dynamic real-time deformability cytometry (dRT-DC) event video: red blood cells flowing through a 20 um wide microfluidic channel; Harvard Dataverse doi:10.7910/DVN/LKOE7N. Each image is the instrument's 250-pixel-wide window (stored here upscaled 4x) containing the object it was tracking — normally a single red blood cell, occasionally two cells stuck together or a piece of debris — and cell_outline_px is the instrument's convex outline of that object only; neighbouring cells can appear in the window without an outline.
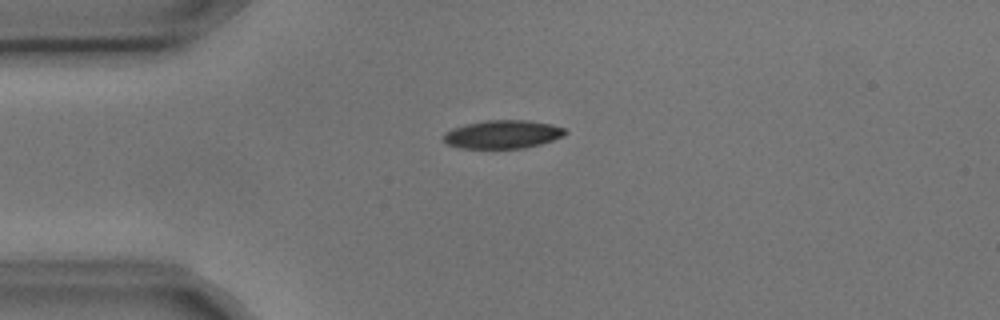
{"species": "common noctule bat (a hibernating species)", "species_latin": "Nyctalus noctula", "temperature_condition": "cold", "stored_images_in_passage": 4, "camera_frame_rate_fps": 3000, "um_per_image_px": 0.085, "animal": {"sex": "male", "body_mass_g": 17.9, "forearm_length_mm": 54.2}, "frame": {"image": 1, "passage_image": 1, "time_ms": 0.0, "image_size_px": [1000, 320], "cell_outline_px": [[568, 132], [564, 136], [540, 144], [524, 148], [460, 148], [448, 144], [444, 140], [444, 132], [452, 128], [484, 120], [528, 120], [552, 124], [564, 128]], "centroid_in_image_um": [42.75, 11.41], "position_along_channel_um": 42.3, "area_um2": 20.06}}
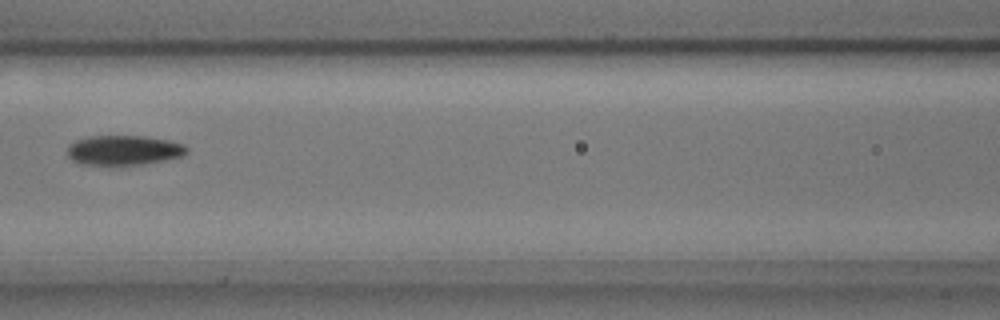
{"frame": {"image": 2, "passage_image": 4, "time_ms": 1.0, "image_size_px": [1000, 320], "cell_outline_px": [[188, 152], [184, 156], [144, 164], [108, 168], [80, 164], [72, 160], [68, 156], [68, 144], [76, 140], [88, 136], [144, 136], [168, 140], [184, 144], [188, 148]], "centroid_in_image_um": [10.49, 12.81], "position_along_channel_um": 156.1, "area_um2": 21.62}}